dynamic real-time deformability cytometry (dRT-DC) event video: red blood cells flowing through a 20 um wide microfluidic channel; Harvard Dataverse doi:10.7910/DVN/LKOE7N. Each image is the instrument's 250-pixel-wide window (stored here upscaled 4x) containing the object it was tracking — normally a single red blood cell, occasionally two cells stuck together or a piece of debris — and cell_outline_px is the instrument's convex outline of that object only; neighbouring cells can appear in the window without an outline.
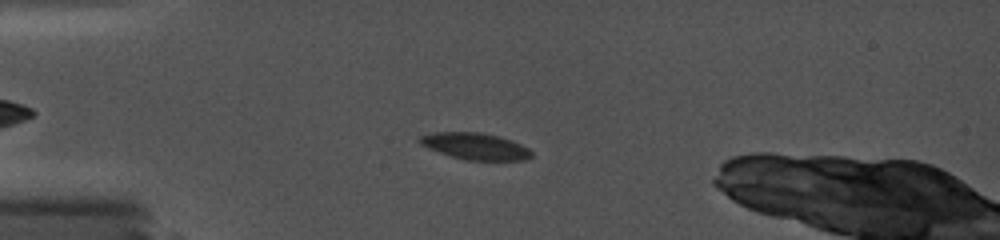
{"species": "common noctule bat (a hibernating species)", "species_latin": "Nyctalus noctula", "temperature_condition": "cold", "stored_images_in_passage": 42, "camera_frame_rate_fps": 5000, "um_per_image_px": 0.085, "animal": {"sex": "female", "body_mass_g": 19.0, "forearm_length_mm": 56.7}, "frame": {"image": 1, "passage_image": 13, "time_ms": 4.4, "image_size_px": [1000, 240], "cell_outline_px": [[532, 156], [524, 160], [464, 160], [440, 152], [420, 144], [416, 140], [420, 136], [436, 132], [480, 132], [500, 136], [512, 140], [528, 148], [532, 152]], "centroid_in_image_um": [40.4, 12.42], "position_along_channel_um": 44.6, "area_um2": 17.28}}
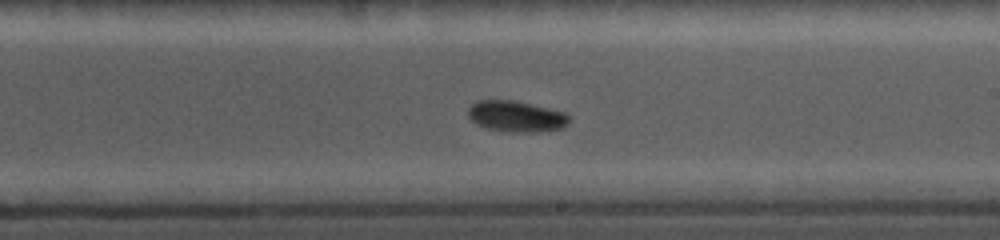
{"frame": {"image": 2, "passage_image": 30, "time_ms": 10.4, "image_size_px": [1000, 240], "cell_outline_px": [[568, 124], [560, 128], [548, 132], [508, 132], [484, 128], [476, 124], [468, 116], [468, 108], [476, 100], [512, 100], [564, 112], [568, 116]], "centroid_in_image_um": [43.84, 9.91], "position_along_channel_um": 245.2, "area_um2": 18.32}}
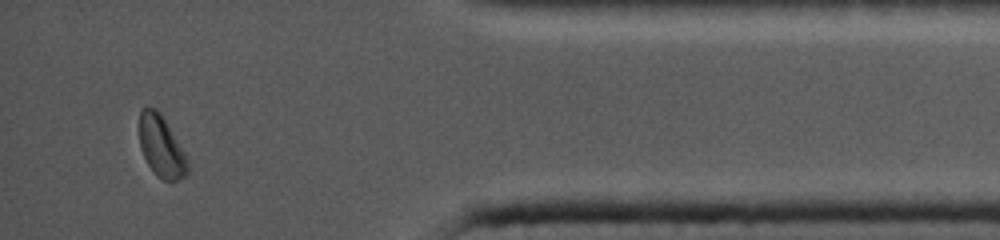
{"frame": {"image": 3, "passage_image": 41, "time_ms": 15.6, "image_size_px": [1000, 240], "cell_outline_px": [[188, 172], [184, 176], [176, 180], [164, 180], [156, 176], [148, 164], [140, 148], [140, 108], [144, 104], [148, 104], [156, 108], [160, 112], [184, 152], [188, 160]], "centroid_in_image_um": [13.69, 12.4], "position_along_channel_um": 421.5, "area_um2": 17.28}, "authors_computed_cell_mechanics": {"area_um2": 18.0047, "velocity_mm_per_s": 3.7926, "shape_relaxation_time_tau1_ms": 5.3441, "shape_relaxation_time_tau2_ms": 6.335, "deformation_change_tau1": 0.0885, "deformation_change_tau2": 0.0886}}